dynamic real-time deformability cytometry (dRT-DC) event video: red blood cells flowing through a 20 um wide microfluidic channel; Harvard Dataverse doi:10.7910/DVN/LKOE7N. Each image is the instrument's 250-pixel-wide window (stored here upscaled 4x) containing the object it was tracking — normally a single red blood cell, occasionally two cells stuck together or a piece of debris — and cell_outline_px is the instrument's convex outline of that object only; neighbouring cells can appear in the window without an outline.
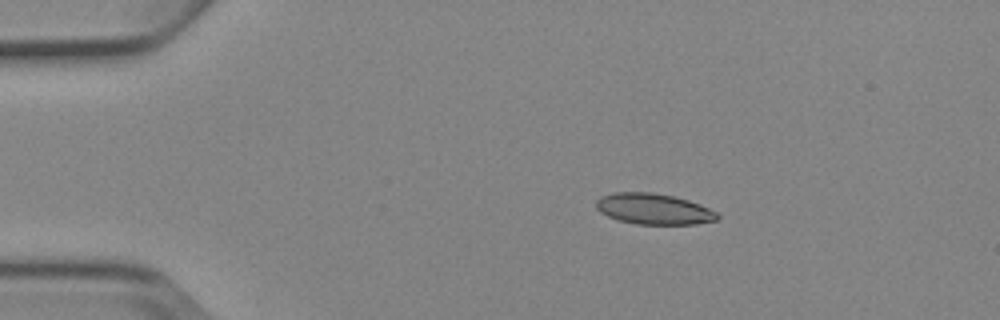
{"species": "Egyptian fruit bat (a non-hibernating species)", "species_latin": "Rousettus aegyptiacus", "temperature_condition": "cold", "stored_images_in_passage": 5, "camera_frame_rate_fps": 3000, "um_per_image_px": 0.085, "animal": {"sex": "female"}, "frame": {"image": 1, "passage_image": 1, "time_ms": 0.0, "image_size_px": [1000, 320], "cell_outline_px": [[720, 216], [716, 220], [696, 224], [636, 224], [620, 220], [608, 216], [600, 212], [596, 208], [596, 200], [600, 196], [616, 192], [652, 192], [672, 196], [688, 200], [700, 204], [716, 212]], "centroid_in_image_um": [55.55, 17.76], "position_along_channel_um": 29.5, "area_um2": 21.73}}
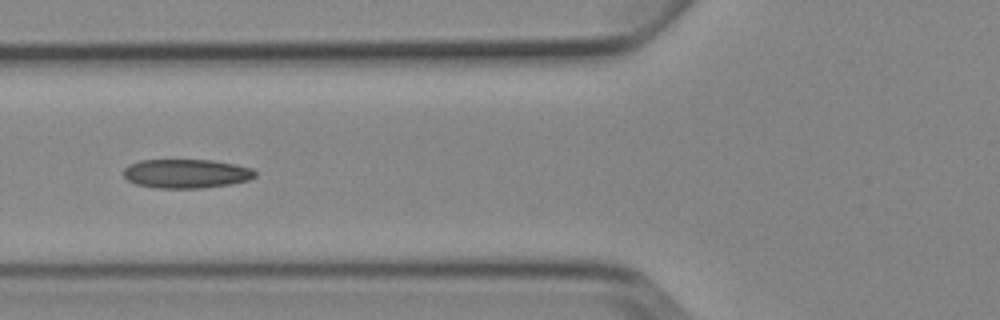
{"frame": {"image": 2, "passage_image": 4, "time_ms": 3.667, "image_size_px": [1000, 320], "cell_outline_px": [[256, 176], [248, 180], [232, 184], [204, 188], [156, 188], [136, 184], [128, 180], [124, 176], [124, 168], [128, 164], [140, 160], [212, 160], [236, 164], [252, 168], [256, 172]], "centroid_in_image_um": [15.84, 14.75], "position_along_channel_um": 110.0, "area_um2": 22.43}}
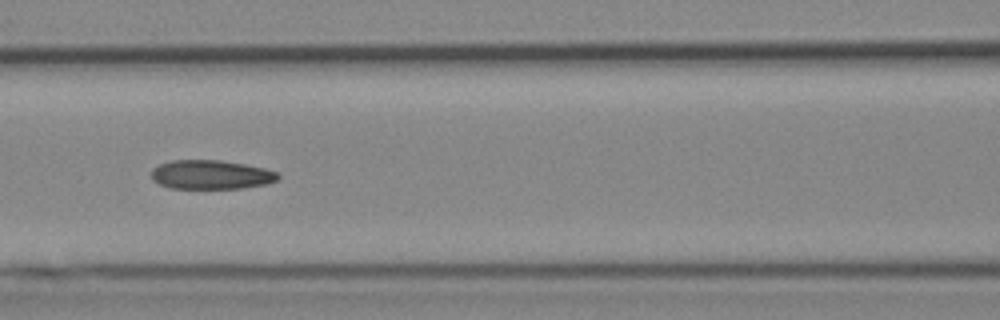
{"frame": {"image": 3, "passage_image": 5, "time_ms": 4.667, "image_size_px": [1000, 320], "cell_outline_px": [[280, 180], [268, 184], [244, 188], [168, 188], [152, 180], [152, 168], [160, 164], [172, 160], [220, 160], [244, 164], [264, 168], [276, 172], [280, 176]], "centroid_in_image_um": [17.96, 14.85], "position_along_channel_um": 148.6, "area_um2": 21.56}}